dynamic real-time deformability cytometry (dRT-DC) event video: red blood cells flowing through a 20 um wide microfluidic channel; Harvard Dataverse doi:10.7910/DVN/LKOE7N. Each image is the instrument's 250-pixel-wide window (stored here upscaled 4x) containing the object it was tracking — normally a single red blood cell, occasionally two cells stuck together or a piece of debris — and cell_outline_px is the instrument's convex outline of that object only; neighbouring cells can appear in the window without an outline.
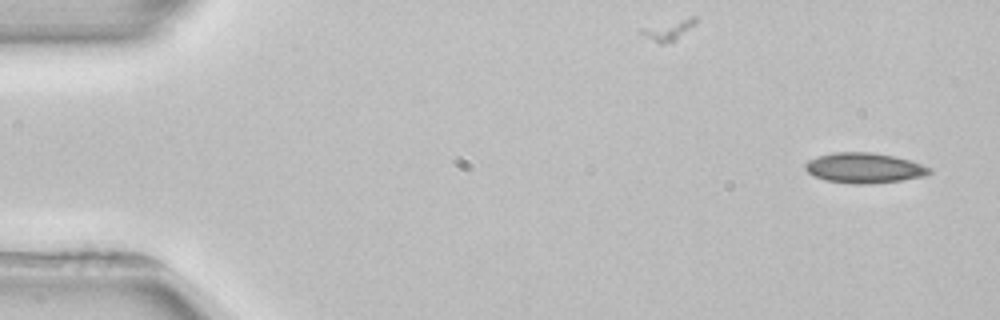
{"species": "common noctule bat (a hibernating species)", "species_latin": "Nyctalus noctula", "temperature_condition": "room temperature", "stored_images_in_passage": 4, "camera_frame_rate_fps": 3000, "um_per_image_px": 0.085, "animal": {"sex": "female", "body_mass_g": 22.7, "forearm_length_mm": 54.2}, "frame": {"image": 1, "passage_image": 1, "time_ms": 0.0, "image_size_px": [1000, 320], "cell_outline_px": [[932, 172], [924, 176], [900, 180], [868, 184], [856, 184], [824, 180], [812, 176], [804, 168], [804, 164], [808, 160], [816, 156], [836, 152], [872, 152], [896, 156], [932, 168]], "centroid_in_image_um": [73.42, 14.27], "position_along_channel_um": 11.6, "area_um2": 21.96}}
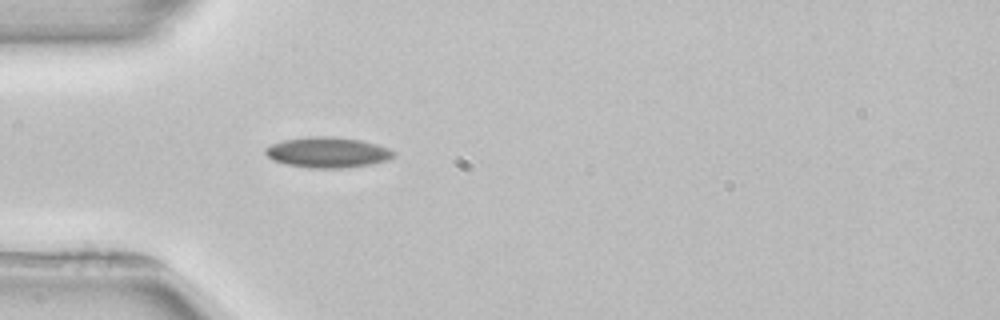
{"frame": {"image": 2, "passage_image": 4, "time_ms": 4.333, "image_size_px": [1000, 320], "cell_outline_px": [[396, 156], [388, 160], [372, 164], [344, 168], [312, 168], [288, 164], [272, 160], [264, 152], [264, 148], [272, 144], [284, 140], [308, 136], [332, 136], [360, 140], [376, 144], [388, 148], [396, 152]], "centroid_in_image_um": [27.87, 12.95], "position_along_channel_um": 57.1, "area_um2": 22.89}}